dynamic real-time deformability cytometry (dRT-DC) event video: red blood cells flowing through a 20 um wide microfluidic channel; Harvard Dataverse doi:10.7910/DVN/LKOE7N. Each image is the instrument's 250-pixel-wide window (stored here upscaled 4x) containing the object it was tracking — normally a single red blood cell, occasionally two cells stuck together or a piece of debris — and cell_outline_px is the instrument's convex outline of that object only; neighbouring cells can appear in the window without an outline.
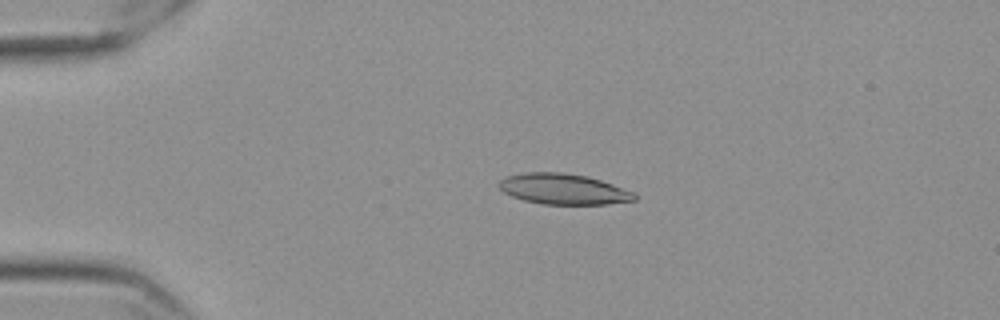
{"species": "Egyptian fruit bat (a non-hibernating species)", "species_latin": "Rousettus aegyptiacus", "temperature_condition": "cold", "stored_images_in_passage": 51, "camera_frame_rate_fps": 3000, "um_per_image_px": 0.085, "frame": {"image": 1, "passage_image": 7, "time_ms": 2.0, "image_size_px": [1000, 320], "cell_outline_px": [[636, 200], [604, 204], [544, 204], [524, 200], [512, 196], [504, 192], [500, 188], [500, 180], [508, 176], [524, 172], [564, 172], [584, 176], [600, 180], [636, 192]], "centroid_in_image_um": [47.91, 16.07], "position_along_channel_um": 37.1, "area_um2": 23.99}}
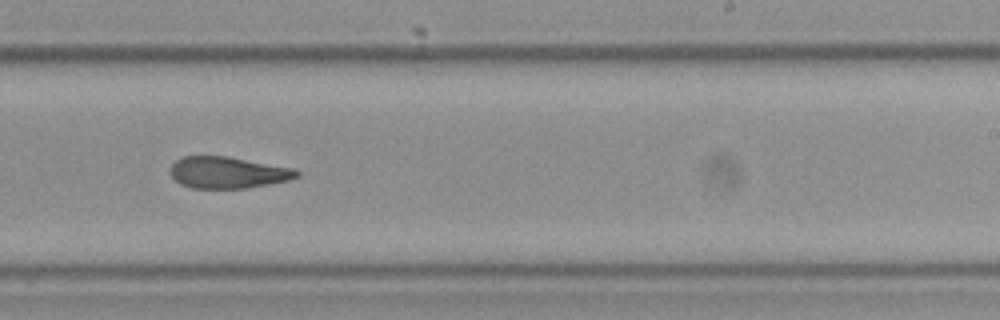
{"frame": {"image": 2, "passage_image": 30, "time_ms": 9.667, "image_size_px": [1000, 320], "cell_outline_px": [[300, 176], [288, 180], [268, 184], [244, 188], [192, 188], [180, 184], [172, 176], [172, 164], [180, 156], [228, 156], [292, 168], [300, 172]], "centroid_in_image_um": [19.36, 14.66], "position_along_channel_um": 269.6, "area_um2": 23.06}}
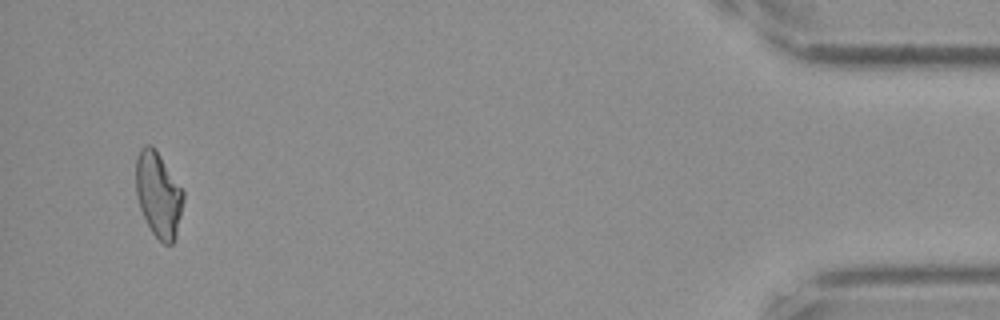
{"frame": {"image": 3, "passage_image": 49, "time_ms": 16.0, "image_size_px": [1000, 320], "cell_outline_px": [[184, 200], [176, 236], [172, 244], [164, 244], [152, 232], [140, 208], [136, 196], [136, 160], [140, 148], [144, 144], [152, 144], [156, 148], [184, 192]], "centroid_in_image_um": [13.46, 16.5], "position_along_channel_um": 421.7, "area_um2": 23.58}, "authors_computed_cell_mechanics": {"area_um2": 23.698, "velocity_mm_per_s": 3.5712, "shape_relaxation_time_tau1_ms": null, "shape_relaxation_time_tau2_ms": 6.7159, "deformation_change_tau1": null, "deformation_change_tau2": 0.1575}}